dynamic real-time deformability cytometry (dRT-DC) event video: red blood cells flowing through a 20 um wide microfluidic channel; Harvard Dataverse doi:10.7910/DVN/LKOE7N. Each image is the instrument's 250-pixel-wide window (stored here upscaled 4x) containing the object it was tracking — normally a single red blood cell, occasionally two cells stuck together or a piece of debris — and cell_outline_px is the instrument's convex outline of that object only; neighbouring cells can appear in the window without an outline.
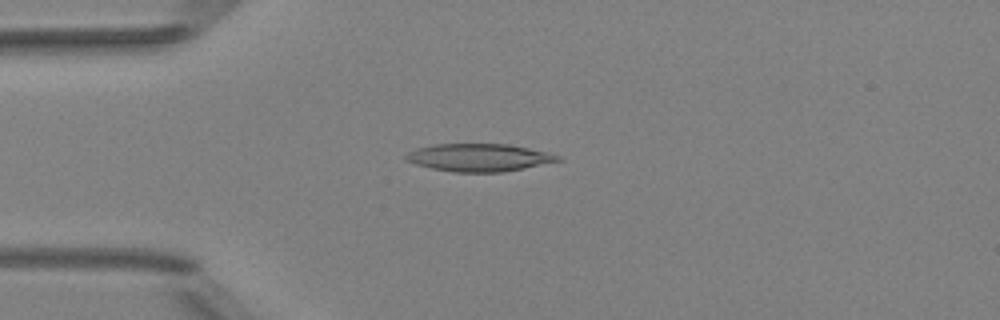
{"species": "Egyptian fruit bat (a non-hibernating species)", "species_latin": "Rousettus aegyptiacus", "temperature_condition": "room temperature", "stored_images_in_passage": 4, "camera_frame_rate_fps": 3000, "um_per_image_px": 0.085, "animal": {"sex": "female"}, "frame": {"image": 1, "passage_image": 4, "time_ms": 3.333, "image_size_px": [1000, 320], "cell_outline_px": [[564, 160], [504, 172], [456, 172], [432, 168], [416, 164], [404, 160], [404, 156], [408, 152], [416, 148], [432, 144], [508, 144], [528, 148], [560, 156]], "centroid_in_image_um": [40.69, 13.39], "position_along_channel_um": 44.3, "area_um2": 24.45}}